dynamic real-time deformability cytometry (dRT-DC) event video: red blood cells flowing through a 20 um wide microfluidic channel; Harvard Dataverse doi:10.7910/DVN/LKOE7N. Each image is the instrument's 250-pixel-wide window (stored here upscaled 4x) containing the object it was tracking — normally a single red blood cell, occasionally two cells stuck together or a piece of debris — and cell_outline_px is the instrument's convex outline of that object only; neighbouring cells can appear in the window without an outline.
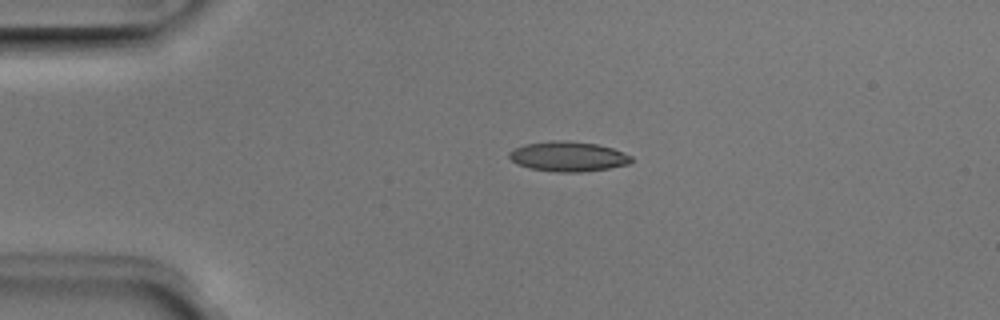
{"species": "Egyptian fruit bat (a non-hibernating species)", "species_latin": "Rousettus aegyptiacus", "temperature_condition": "room temperature", "stored_images_in_passage": 2, "camera_frame_rate_fps": 3000, "um_per_image_px": 0.085, "animal": {"sex": "male"}, "frame": {"image": 1, "passage_image": 1, "time_ms": 0.0, "image_size_px": [1000, 320], "cell_outline_px": [[632, 160], [628, 164], [608, 168], [580, 172], [556, 172], [528, 168], [516, 164], [508, 156], [508, 152], [524, 144], [552, 140], [568, 140], [596, 144], [612, 148], [624, 152], [632, 156]], "centroid_in_image_um": [48.27, 13.29], "position_along_channel_um": 36.7, "area_um2": 21.39}}